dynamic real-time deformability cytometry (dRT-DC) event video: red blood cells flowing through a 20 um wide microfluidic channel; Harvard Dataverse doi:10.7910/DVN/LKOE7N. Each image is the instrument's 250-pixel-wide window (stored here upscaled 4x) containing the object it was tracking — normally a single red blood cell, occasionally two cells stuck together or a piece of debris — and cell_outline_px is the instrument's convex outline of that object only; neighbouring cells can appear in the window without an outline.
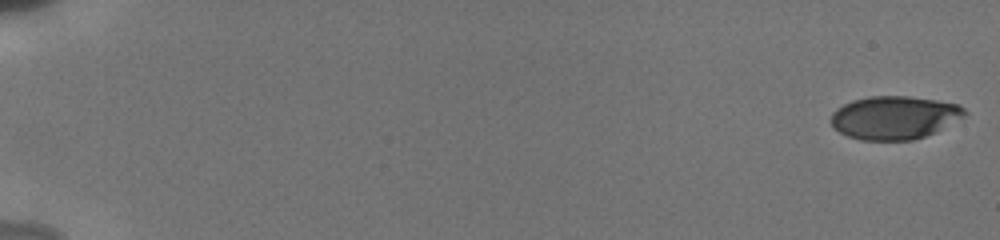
{"species": "human", "species_latin": "Homo sapiens", "temperature_condition": "cold", "stored_images_in_passage": 42, "camera_frame_rate_fps": 3000, "um_per_image_px": 0.085, "donor": {"sex": "male"}, "frame": {"image": 1, "passage_image": 1, "time_ms": 0.0, "image_size_px": [1000, 240], "cell_outline_px": [[968, 112], [964, 116], [936, 132], [912, 140], [860, 140], [848, 136], [832, 128], [828, 120], [832, 112], [836, 108], [852, 100], [868, 96], [908, 96], [936, 100], [960, 104]], "centroid_in_image_um": [75.98, 9.99], "position_along_channel_um": 9.0, "area_um2": 33.99}}
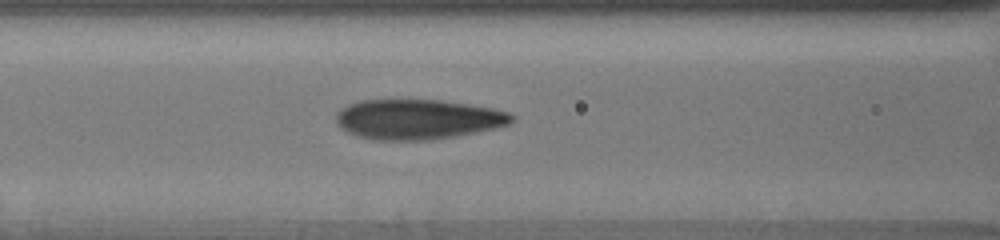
{"frame": {"image": 2, "passage_image": 35, "time_ms": 8.333, "image_size_px": [1000, 240], "cell_outline_px": [[516, 116], [508, 124], [496, 128], [456, 136], [428, 140], [372, 140], [356, 136], [340, 128], [336, 124], [336, 112], [340, 108], [348, 104], [360, 100], [440, 100], [468, 104], [492, 108], [508, 112]], "centroid_in_image_um": [35.47, 10.14], "position_along_channel_um": 131.1, "area_um2": 41.15}}
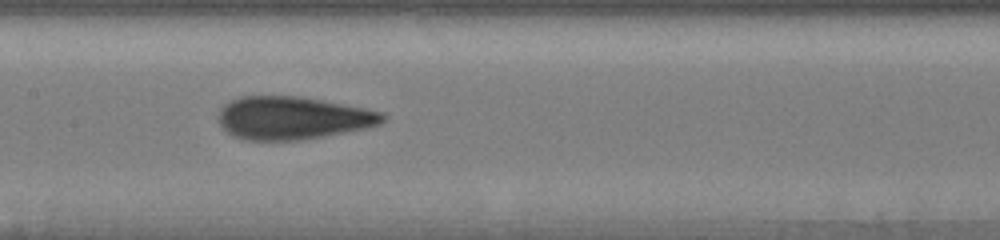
{"frame": {"image": 3, "passage_image": 41, "time_ms": 9.667, "image_size_px": [1000, 240], "cell_outline_px": [[388, 120], [380, 124], [364, 128], [324, 136], [300, 140], [248, 140], [232, 136], [216, 120], [216, 116], [220, 108], [224, 104], [240, 96], [300, 96], [344, 104], [384, 112], [388, 116]], "centroid_in_image_um": [24.87, 10.02], "position_along_channel_um": 182.5, "area_um2": 41.27}}